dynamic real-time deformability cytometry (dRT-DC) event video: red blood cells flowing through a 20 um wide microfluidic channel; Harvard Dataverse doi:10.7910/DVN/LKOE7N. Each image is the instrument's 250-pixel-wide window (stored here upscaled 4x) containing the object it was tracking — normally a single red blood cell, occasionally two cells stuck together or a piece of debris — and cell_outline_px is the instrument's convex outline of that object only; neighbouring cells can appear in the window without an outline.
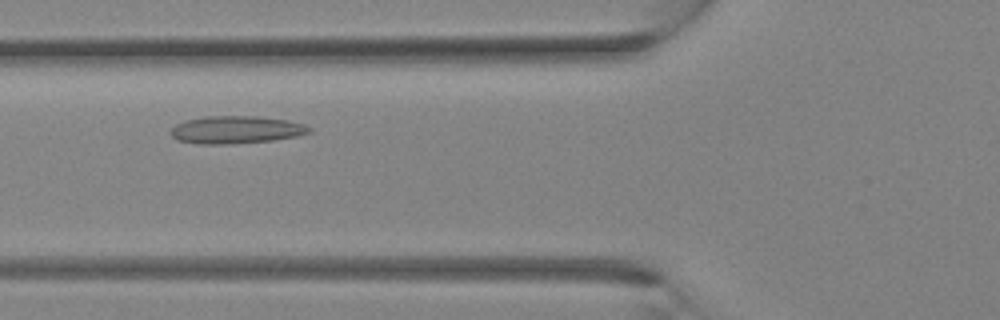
{"species": "Egyptian fruit bat (a non-hibernating species)", "species_latin": "Rousettus aegyptiacus", "temperature_condition": "room temperature", "stored_images_in_passage": 26, "camera_frame_rate_fps": 3000, "um_per_image_px": 0.085, "animal": {"sex": "female"}, "frame": {"image": 1, "passage_image": 4, "time_ms": 1.0, "image_size_px": [1000, 320], "cell_outline_px": [[312, 132], [296, 136], [272, 140], [228, 144], [200, 144], [176, 140], [172, 136], [172, 128], [176, 124], [184, 120], [204, 116], [256, 116], [288, 120], [304, 124], [312, 128]], "centroid_in_image_um": [20.07, 11.02], "position_along_channel_um": 105.7, "area_um2": 22.31}}
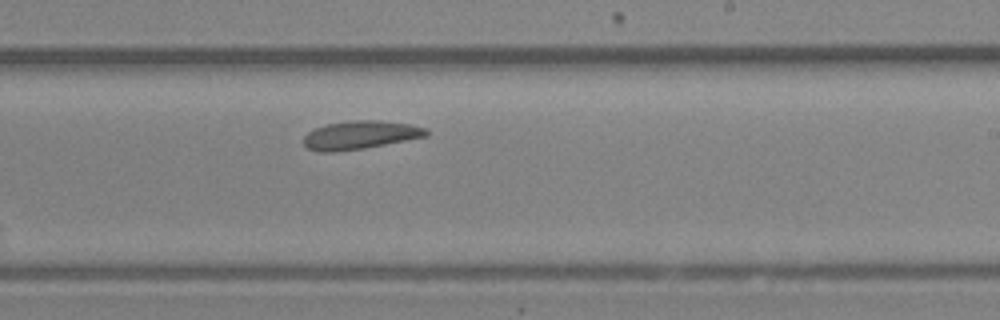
{"frame": {"image": 2, "passage_image": 12, "time_ms": 3.667, "image_size_px": [1000, 320], "cell_outline_px": [[428, 136], [364, 148], [332, 152], [320, 152], [308, 148], [304, 144], [304, 136], [308, 132], [316, 128], [328, 124], [352, 120], [380, 120], [408, 124], [428, 128]], "centroid_in_image_um": [30.63, 11.47], "position_along_channel_um": 258.4, "area_um2": 20.11}}
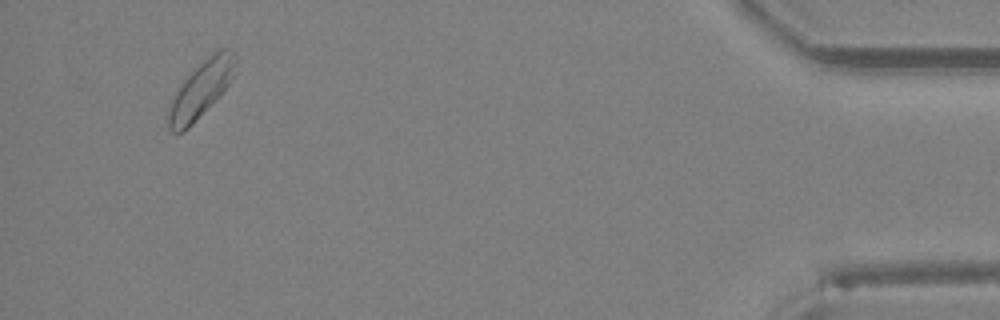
{"frame": {"image": 3, "passage_image": 24, "time_ms": 7.667, "image_size_px": [1000, 320], "cell_outline_px": [[240, 56], [232, 76], [228, 84], [192, 124], [184, 132], [172, 132], [168, 128], [168, 108], [176, 92], [184, 80], [208, 56], [220, 48], [232, 48]], "centroid_in_image_um": [17.12, 7.54], "position_along_channel_um": 418.1, "area_um2": 21.56}}